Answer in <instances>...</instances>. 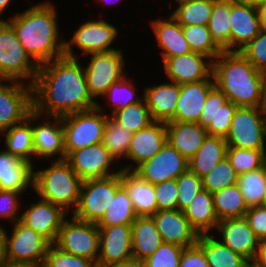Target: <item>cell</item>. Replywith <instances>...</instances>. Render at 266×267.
Returning <instances> with one entry per match:
<instances>
[{
  "mask_svg": "<svg viewBox=\"0 0 266 267\" xmlns=\"http://www.w3.org/2000/svg\"><path fill=\"white\" fill-rule=\"evenodd\" d=\"M83 65V67H82ZM84 64L62 56L39 65L33 83V110L43 116L63 117L95 108L86 83Z\"/></svg>",
  "mask_w": 266,
  "mask_h": 267,
  "instance_id": "obj_1",
  "label": "cell"
},
{
  "mask_svg": "<svg viewBox=\"0 0 266 267\" xmlns=\"http://www.w3.org/2000/svg\"><path fill=\"white\" fill-rule=\"evenodd\" d=\"M55 7L49 1H40L6 20L38 65L64 56V40L59 38V20Z\"/></svg>",
  "mask_w": 266,
  "mask_h": 267,
  "instance_id": "obj_2",
  "label": "cell"
},
{
  "mask_svg": "<svg viewBox=\"0 0 266 267\" xmlns=\"http://www.w3.org/2000/svg\"><path fill=\"white\" fill-rule=\"evenodd\" d=\"M215 86L238 107H263V73L240 51H225L213 60Z\"/></svg>",
  "mask_w": 266,
  "mask_h": 267,
  "instance_id": "obj_3",
  "label": "cell"
},
{
  "mask_svg": "<svg viewBox=\"0 0 266 267\" xmlns=\"http://www.w3.org/2000/svg\"><path fill=\"white\" fill-rule=\"evenodd\" d=\"M51 163L37 171L34 166L33 190L38 198L50 201L72 215L79 203L83 181L65 159L51 160Z\"/></svg>",
  "mask_w": 266,
  "mask_h": 267,
  "instance_id": "obj_4",
  "label": "cell"
},
{
  "mask_svg": "<svg viewBox=\"0 0 266 267\" xmlns=\"http://www.w3.org/2000/svg\"><path fill=\"white\" fill-rule=\"evenodd\" d=\"M39 65L18 40L13 27L0 20V80H15L33 85Z\"/></svg>",
  "mask_w": 266,
  "mask_h": 267,
  "instance_id": "obj_5",
  "label": "cell"
},
{
  "mask_svg": "<svg viewBox=\"0 0 266 267\" xmlns=\"http://www.w3.org/2000/svg\"><path fill=\"white\" fill-rule=\"evenodd\" d=\"M102 106L97 103L95 108L62 117L66 156L70 152L102 142L108 118Z\"/></svg>",
  "mask_w": 266,
  "mask_h": 267,
  "instance_id": "obj_6",
  "label": "cell"
},
{
  "mask_svg": "<svg viewBox=\"0 0 266 267\" xmlns=\"http://www.w3.org/2000/svg\"><path fill=\"white\" fill-rule=\"evenodd\" d=\"M50 243L20 220L3 230V263L43 265Z\"/></svg>",
  "mask_w": 266,
  "mask_h": 267,
  "instance_id": "obj_7",
  "label": "cell"
},
{
  "mask_svg": "<svg viewBox=\"0 0 266 267\" xmlns=\"http://www.w3.org/2000/svg\"><path fill=\"white\" fill-rule=\"evenodd\" d=\"M121 187V172L106 178L83 181L79 203L72 215L79 220L97 224Z\"/></svg>",
  "mask_w": 266,
  "mask_h": 267,
  "instance_id": "obj_8",
  "label": "cell"
},
{
  "mask_svg": "<svg viewBox=\"0 0 266 267\" xmlns=\"http://www.w3.org/2000/svg\"><path fill=\"white\" fill-rule=\"evenodd\" d=\"M119 30L105 19L88 20L83 22L69 40L64 39V56L78 58L87 57L93 53L110 52L121 48H113ZM78 48L82 54H75L73 48Z\"/></svg>",
  "mask_w": 266,
  "mask_h": 267,
  "instance_id": "obj_9",
  "label": "cell"
},
{
  "mask_svg": "<svg viewBox=\"0 0 266 267\" xmlns=\"http://www.w3.org/2000/svg\"><path fill=\"white\" fill-rule=\"evenodd\" d=\"M227 147L266 150V111L263 107H238L225 138Z\"/></svg>",
  "mask_w": 266,
  "mask_h": 267,
  "instance_id": "obj_10",
  "label": "cell"
},
{
  "mask_svg": "<svg viewBox=\"0 0 266 267\" xmlns=\"http://www.w3.org/2000/svg\"><path fill=\"white\" fill-rule=\"evenodd\" d=\"M89 58V63L84 67L86 83L90 95L97 101L96 98H103L113 83L127 76L126 60L121 49L93 53Z\"/></svg>",
  "mask_w": 266,
  "mask_h": 267,
  "instance_id": "obj_11",
  "label": "cell"
},
{
  "mask_svg": "<svg viewBox=\"0 0 266 267\" xmlns=\"http://www.w3.org/2000/svg\"><path fill=\"white\" fill-rule=\"evenodd\" d=\"M100 228L75 218H65L59 230L57 247L70 254L92 260L95 264L99 256Z\"/></svg>",
  "mask_w": 266,
  "mask_h": 267,
  "instance_id": "obj_12",
  "label": "cell"
},
{
  "mask_svg": "<svg viewBox=\"0 0 266 267\" xmlns=\"http://www.w3.org/2000/svg\"><path fill=\"white\" fill-rule=\"evenodd\" d=\"M32 111V85L15 80H0V133L24 121Z\"/></svg>",
  "mask_w": 266,
  "mask_h": 267,
  "instance_id": "obj_13",
  "label": "cell"
},
{
  "mask_svg": "<svg viewBox=\"0 0 266 267\" xmlns=\"http://www.w3.org/2000/svg\"><path fill=\"white\" fill-rule=\"evenodd\" d=\"M32 130L34 156L36 161L39 158H45L47 160H51V157L52 159L55 158V160H64L66 158L62 117H43V115H40L33 110Z\"/></svg>",
  "mask_w": 266,
  "mask_h": 267,
  "instance_id": "obj_14",
  "label": "cell"
},
{
  "mask_svg": "<svg viewBox=\"0 0 266 267\" xmlns=\"http://www.w3.org/2000/svg\"><path fill=\"white\" fill-rule=\"evenodd\" d=\"M65 160L82 181L106 178L121 172L119 167L114 170L116 161L102 142L70 152Z\"/></svg>",
  "mask_w": 266,
  "mask_h": 267,
  "instance_id": "obj_15",
  "label": "cell"
},
{
  "mask_svg": "<svg viewBox=\"0 0 266 267\" xmlns=\"http://www.w3.org/2000/svg\"><path fill=\"white\" fill-rule=\"evenodd\" d=\"M188 169V160L168 142L151 159L143 162L134 171L153 185L177 179Z\"/></svg>",
  "mask_w": 266,
  "mask_h": 267,
  "instance_id": "obj_16",
  "label": "cell"
},
{
  "mask_svg": "<svg viewBox=\"0 0 266 267\" xmlns=\"http://www.w3.org/2000/svg\"><path fill=\"white\" fill-rule=\"evenodd\" d=\"M40 200L24 207L20 221L43 236L50 244L56 242L64 219L69 216L60 206Z\"/></svg>",
  "mask_w": 266,
  "mask_h": 267,
  "instance_id": "obj_17",
  "label": "cell"
},
{
  "mask_svg": "<svg viewBox=\"0 0 266 267\" xmlns=\"http://www.w3.org/2000/svg\"><path fill=\"white\" fill-rule=\"evenodd\" d=\"M162 68L168 79L179 85L214 80L213 60L197 52L167 58Z\"/></svg>",
  "mask_w": 266,
  "mask_h": 267,
  "instance_id": "obj_18",
  "label": "cell"
},
{
  "mask_svg": "<svg viewBox=\"0 0 266 267\" xmlns=\"http://www.w3.org/2000/svg\"><path fill=\"white\" fill-rule=\"evenodd\" d=\"M167 142L166 123L153 121L147 127L132 135L127 160L130 163L121 167L125 170H135L143 162L156 155Z\"/></svg>",
  "mask_w": 266,
  "mask_h": 267,
  "instance_id": "obj_19",
  "label": "cell"
},
{
  "mask_svg": "<svg viewBox=\"0 0 266 267\" xmlns=\"http://www.w3.org/2000/svg\"><path fill=\"white\" fill-rule=\"evenodd\" d=\"M99 228V256L96 265L133 260L132 225H112Z\"/></svg>",
  "mask_w": 266,
  "mask_h": 267,
  "instance_id": "obj_20",
  "label": "cell"
},
{
  "mask_svg": "<svg viewBox=\"0 0 266 267\" xmlns=\"http://www.w3.org/2000/svg\"><path fill=\"white\" fill-rule=\"evenodd\" d=\"M230 51H241L262 30L259 9L231 0Z\"/></svg>",
  "mask_w": 266,
  "mask_h": 267,
  "instance_id": "obj_21",
  "label": "cell"
},
{
  "mask_svg": "<svg viewBox=\"0 0 266 267\" xmlns=\"http://www.w3.org/2000/svg\"><path fill=\"white\" fill-rule=\"evenodd\" d=\"M164 243L182 247L198 243L199 234L179 209L157 211L152 216Z\"/></svg>",
  "mask_w": 266,
  "mask_h": 267,
  "instance_id": "obj_22",
  "label": "cell"
},
{
  "mask_svg": "<svg viewBox=\"0 0 266 267\" xmlns=\"http://www.w3.org/2000/svg\"><path fill=\"white\" fill-rule=\"evenodd\" d=\"M216 231L219 233L218 235L221 234L219 240L224 245L242 255L250 263L254 260L259 239L250 228L245 217L219 221Z\"/></svg>",
  "mask_w": 266,
  "mask_h": 267,
  "instance_id": "obj_23",
  "label": "cell"
},
{
  "mask_svg": "<svg viewBox=\"0 0 266 267\" xmlns=\"http://www.w3.org/2000/svg\"><path fill=\"white\" fill-rule=\"evenodd\" d=\"M152 32L159 47L162 63L170 57L188 54L191 51L183 34L182 25L170 14L161 19H152Z\"/></svg>",
  "mask_w": 266,
  "mask_h": 267,
  "instance_id": "obj_24",
  "label": "cell"
},
{
  "mask_svg": "<svg viewBox=\"0 0 266 267\" xmlns=\"http://www.w3.org/2000/svg\"><path fill=\"white\" fill-rule=\"evenodd\" d=\"M214 87V80L181 84L175 115L170 121L198 123L207 96Z\"/></svg>",
  "mask_w": 266,
  "mask_h": 267,
  "instance_id": "obj_25",
  "label": "cell"
},
{
  "mask_svg": "<svg viewBox=\"0 0 266 267\" xmlns=\"http://www.w3.org/2000/svg\"><path fill=\"white\" fill-rule=\"evenodd\" d=\"M33 180L32 163L18 158L5 148L0 151V190L25 193L28 188L33 189Z\"/></svg>",
  "mask_w": 266,
  "mask_h": 267,
  "instance_id": "obj_26",
  "label": "cell"
},
{
  "mask_svg": "<svg viewBox=\"0 0 266 267\" xmlns=\"http://www.w3.org/2000/svg\"><path fill=\"white\" fill-rule=\"evenodd\" d=\"M143 90L153 121L169 122L175 115L180 85L169 81L144 87Z\"/></svg>",
  "mask_w": 266,
  "mask_h": 267,
  "instance_id": "obj_27",
  "label": "cell"
},
{
  "mask_svg": "<svg viewBox=\"0 0 266 267\" xmlns=\"http://www.w3.org/2000/svg\"><path fill=\"white\" fill-rule=\"evenodd\" d=\"M167 142L188 161L196 154L208 136V132L199 123L166 122Z\"/></svg>",
  "mask_w": 266,
  "mask_h": 267,
  "instance_id": "obj_28",
  "label": "cell"
},
{
  "mask_svg": "<svg viewBox=\"0 0 266 267\" xmlns=\"http://www.w3.org/2000/svg\"><path fill=\"white\" fill-rule=\"evenodd\" d=\"M121 183L128 192L137 216H153L157 212L154 185L134 170L121 169Z\"/></svg>",
  "mask_w": 266,
  "mask_h": 267,
  "instance_id": "obj_29",
  "label": "cell"
},
{
  "mask_svg": "<svg viewBox=\"0 0 266 267\" xmlns=\"http://www.w3.org/2000/svg\"><path fill=\"white\" fill-rule=\"evenodd\" d=\"M163 243L152 216H137L132 223L133 259L141 263Z\"/></svg>",
  "mask_w": 266,
  "mask_h": 267,
  "instance_id": "obj_30",
  "label": "cell"
},
{
  "mask_svg": "<svg viewBox=\"0 0 266 267\" xmlns=\"http://www.w3.org/2000/svg\"><path fill=\"white\" fill-rule=\"evenodd\" d=\"M185 217L199 235L210 234L217 228L219 219L215 211L212 193L203 189L183 210Z\"/></svg>",
  "mask_w": 266,
  "mask_h": 267,
  "instance_id": "obj_31",
  "label": "cell"
},
{
  "mask_svg": "<svg viewBox=\"0 0 266 267\" xmlns=\"http://www.w3.org/2000/svg\"><path fill=\"white\" fill-rule=\"evenodd\" d=\"M1 135L3 138L5 137L4 148H6L8 152L20 159L32 163L33 165L35 164V162L32 161L35 159L33 147L32 112L24 121L4 130L1 132Z\"/></svg>",
  "mask_w": 266,
  "mask_h": 267,
  "instance_id": "obj_32",
  "label": "cell"
},
{
  "mask_svg": "<svg viewBox=\"0 0 266 267\" xmlns=\"http://www.w3.org/2000/svg\"><path fill=\"white\" fill-rule=\"evenodd\" d=\"M226 149L225 138L208 135L196 154L188 161V169L202 178L226 157Z\"/></svg>",
  "mask_w": 266,
  "mask_h": 267,
  "instance_id": "obj_33",
  "label": "cell"
},
{
  "mask_svg": "<svg viewBox=\"0 0 266 267\" xmlns=\"http://www.w3.org/2000/svg\"><path fill=\"white\" fill-rule=\"evenodd\" d=\"M197 244L204 250L210 267H251L246 258L232 251L213 234L200 235Z\"/></svg>",
  "mask_w": 266,
  "mask_h": 267,
  "instance_id": "obj_34",
  "label": "cell"
},
{
  "mask_svg": "<svg viewBox=\"0 0 266 267\" xmlns=\"http://www.w3.org/2000/svg\"><path fill=\"white\" fill-rule=\"evenodd\" d=\"M212 195L219 221L244 217L249 209L237 183L214 192Z\"/></svg>",
  "mask_w": 266,
  "mask_h": 267,
  "instance_id": "obj_35",
  "label": "cell"
},
{
  "mask_svg": "<svg viewBox=\"0 0 266 267\" xmlns=\"http://www.w3.org/2000/svg\"><path fill=\"white\" fill-rule=\"evenodd\" d=\"M231 0H214L208 23L212 39L225 51H230Z\"/></svg>",
  "mask_w": 266,
  "mask_h": 267,
  "instance_id": "obj_36",
  "label": "cell"
},
{
  "mask_svg": "<svg viewBox=\"0 0 266 267\" xmlns=\"http://www.w3.org/2000/svg\"><path fill=\"white\" fill-rule=\"evenodd\" d=\"M137 214L134 210L128 192L122 186L115 195L114 200L104 213L102 219L97 223L98 227L112 225H132Z\"/></svg>",
  "mask_w": 266,
  "mask_h": 267,
  "instance_id": "obj_37",
  "label": "cell"
},
{
  "mask_svg": "<svg viewBox=\"0 0 266 267\" xmlns=\"http://www.w3.org/2000/svg\"><path fill=\"white\" fill-rule=\"evenodd\" d=\"M171 15L181 25H208L214 0H182Z\"/></svg>",
  "mask_w": 266,
  "mask_h": 267,
  "instance_id": "obj_38",
  "label": "cell"
},
{
  "mask_svg": "<svg viewBox=\"0 0 266 267\" xmlns=\"http://www.w3.org/2000/svg\"><path fill=\"white\" fill-rule=\"evenodd\" d=\"M133 133L116 122L111 116L107 118L102 143L117 162L127 159V153Z\"/></svg>",
  "mask_w": 266,
  "mask_h": 267,
  "instance_id": "obj_39",
  "label": "cell"
},
{
  "mask_svg": "<svg viewBox=\"0 0 266 267\" xmlns=\"http://www.w3.org/2000/svg\"><path fill=\"white\" fill-rule=\"evenodd\" d=\"M133 82H135V80L133 81V79H130L127 75V77L125 76L123 79L110 86L107 93L103 96L104 98L107 97L106 104L108 107L110 106V111H112L108 116H112L116 111L136 104L144 99V93H142V97L136 94L135 83Z\"/></svg>",
  "mask_w": 266,
  "mask_h": 267,
  "instance_id": "obj_40",
  "label": "cell"
},
{
  "mask_svg": "<svg viewBox=\"0 0 266 267\" xmlns=\"http://www.w3.org/2000/svg\"><path fill=\"white\" fill-rule=\"evenodd\" d=\"M184 37L192 52H197L214 60L222 49L212 39L208 25H182Z\"/></svg>",
  "mask_w": 266,
  "mask_h": 267,
  "instance_id": "obj_41",
  "label": "cell"
},
{
  "mask_svg": "<svg viewBox=\"0 0 266 267\" xmlns=\"http://www.w3.org/2000/svg\"><path fill=\"white\" fill-rule=\"evenodd\" d=\"M237 184L248 207L260 205L266 189V164L257 170L239 175Z\"/></svg>",
  "mask_w": 266,
  "mask_h": 267,
  "instance_id": "obj_42",
  "label": "cell"
},
{
  "mask_svg": "<svg viewBox=\"0 0 266 267\" xmlns=\"http://www.w3.org/2000/svg\"><path fill=\"white\" fill-rule=\"evenodd\" d=\"M111 117L133 134L153 122L145 99L116 111Z\"/></svg>",
  "mask_w": 266,
  "mask_h": 267,
  "instance_id": "obj_43",
  "label": "cell"
},
{
  "mask_svg": "<svg viewBox=\"0 0 266 267\" xmlns=\"http://www.w3.org/2000/svg\"><path fill=\"white\" fill-rule=\"evenodd\" d=\"M226 157L238 176L257 170L266 164V150L227 147Z\"/></svg>",
  "mask_w": 266,
  "mask_h": 267,
  "instance_id": "obj_44",
  "label": "cell"
},
{
  "mask_svg": "<svg viewBox=\"0 0 266 267\" xmlns=\"http://www.w3.org/2000/svg\"><path fill=\"white\" fill-rule=\"evenodd\" d=\"M236 174L229 159L224 157L208 174L202 177L203 189L210 193L220 191L221 189L237 183Z\"/></svg>",
  "mask_w": 266,
  "mask_h": 267,
  "instance_id": "obj_45",
  "label": "cell"
},
{
  "mask_svg": "<svg viewBox=\"0 0 266 267\" xmlns=\"http://www.w3.org/2000/svg\"><path fill=\"white\" fill-rule=\"evenodd\" d=\"M184 247L162 243L159 248L141 262V267H179Z\"/></svg>",
  "mask_w": 266,
  "mask_h": 267,
  "instance_id": "obj_46",
  "label": "cell"
},
{
  "mask_svg": "<svg viewBox=\"0 0 266 267\" xmlns=\"http://www.w3.org/2000/svg\"><path fill=\"white\" fill-rule=\"evenodd\" d=\"M43 267H97L96 264L87 258L79 257L63 251L55 244H50Z\"/></svg>",
  "mask_w": 266,
  "mask_h": 267,
  "instance_id": "obj_47",
  "label": "cell"
},
{
  "mask_svg": "<svg viewBox=\"0 0 266 267\" xmlns=\"http://www.w3.org/2000/svg\"><path fill=\"white\" fill-rule=\"evenodd\" d=\"M178 209L183 211L193 198L203 190L202 178L187 169L177 178Z\"/></svg>",
  "mask_w": 266,
  "mask_h": 267,
  "instance_id": "obj_48",
  "label": "cell"
},
{
  "mask_svg": "<svg viewBox=\"0 0 266 267\" xmlns=\"http://www.w3.org/2000/svg\"><path fill=\"white\" fill-rule=\"evenodd\" d=\"M260 72H266V30L259 34L240 51Z\"/></svg>",
  "mask_w": 266,
  "mask_h": 267,
  "instance_id": "obj_49",
  "label": "cell"
},
{
  "mask_svg": "<svg viewBox=\"0 0 266 267\" xmlns=\"http://www.w3.org/2000/svg\"><path fill=\"white\" fill-rule=\"evenodd\" d=\"M237 108L238 106L229 100L223 104L218 111L216 118L205 128L208 135L226 138L231 126L232 118L234 117Z\"/></svg>",
  "mask_w": 266,
  "mask_h": 267,
  "instance_id": "obj_50",
  "label": "cell"
},
{
  "mask_svg": "<svg viewBox=\"0 0 266 267\" xmlns=\"http://www.w3.org/2000/svg\"><path fill=\"white\" fill-rule=\"evenodd\" d=\"M157 211L178 209L177 179L154 185Z\"/></svg>",
  "mask_w": 266,
  "mask_h": 267,
  "instance_id": "obj_51",
  "label": "cell"
},
{
  "mask_svg": "<svg viewBox=\"0 0 266 267\" xmlns=\"http://www.w3.org/2000/svg\"><path fill=\"white\" fill-rule=\"evenodd\" d=\"M23 193L13 190H0V219L9 220V223H16L20 220L21 206L20 195Z\"/></svg>",
  "mask_w": 266,
  "mask_h": 267,
  "instance_id": "obj_52",
  "label": "cell"
},
{
  "mask_svg": "<svg viewBox=\"0 0 266 267\" xmlns=\"http://www.w3.org/2000/svg\"><path fill=\"white\" fill-rule=\"evenodd\" d=\"M227 101V97L215 86L207 96L198 123L206 128L216 118L218 111Z\"/></svg>",
  "mask_w": 266,
  "mask_h": 267,
  "instance_id": "obj_53",
  "label": "cell"
},
{
  "mask_svg": "<svg viewBox=\"0 0 266 267\" xmlns=\"http://www.w3.org/2000/svg\"><path fill=\"white\" fill-rule=\"evenodd\" d=\"M257 238H266V209L258 206L249 207L244 216Z\"/></svg>",
  "mask_w": 266,
  "mask_h": 267,
  "instance_id": "obj_54",
  "label": "cell"
},
{
  "mask_svg": "<svg viewBox=\"0 0 266 267\" xmlns=\"http://www.w3.org/2000/svg\"><path fill=\"white\" fill-rule=\"evenodd\" d=\"M179 267H210L204 250L198 245L185 247L180 259Z\"/></svg>",
  "mask_w": 266,
  "mask_h": 267,
  "instance_id": "obj_55",
  "label": "cell"
},
{
  "mask_svg": "<svg viewBox=\"0 0 266 267\" xmlns=\"http://www.w3.org/2000/svg\"><path fill=\"white\" fill-rule=\"evenodd\" d=\"M251 267H266V238L260 239Z\"/></svg>",
  "mask_w": 266,
  "mask_h": 267,
  "instance_id": "obj_56",
  "label": "cell"
},
{
  "mask_svg": "<svg viewBox=\"0 0 266 267\" xmlns=\"http://www.w3.org/2000/svg\"><path fill=\"white\" fill-rule=\"evenodd\" d=\"M97 267H141V263L136 262L134 259L120 262V263H110L107 265H96Z\"/></svg>",
  "mask_w": 266,
  "mask_h": 267,
  "instance_id": "obj_57",
  "label": "cell"
},
{
  "mask_svg": "<svg viewBox=\"0 0 266 267\" xmlns=\"http://www.w3.org/2000/svg\"><path fill=\"white\" fill-rule=\"evenodd\" d=\"M258 9L260 14L262 29L266 30V0L259 5Z\"/></svg>",
  "mask_w": 266,
  "mask_h": 267,
  "instance_id": "obj_58",
  "label": "cell"
},
{
  "mask_svg": "<svg viewBox=\"0 0 266 267\" xmlns=\"http://www.w3.org/2000/svg\"><path fill=\"white\" fill-rule=\"evenodd\" d=\"M234 2L254 6V7H259V5L264 2L265 0H233Z\"/></svg>",
  "mask_w": 266,
  "mask_h": 267,
  "instance_id": "obj_59",
  "label": "cell"
},
{
  "mask_svg": "<svg viewBox=\"0 0 266 267\" xmlns=\"http://www.w3.org/2000/svg\"><path fill=\"white\" fill-rule=\"evenodd\" d=\"M4 225L0 224V267L4 264L3 263V230H4Z\"/></svg>",
  "mask_w": 266,
  "mask_h": 267,
  "instance_id": "obj_60",
  "label": "cell"
},
{
  "mask_svg": "<svg viewBox=\"0 0 266 267\" xmlns=\"http://www.w3.org/2000/svg\"><path fill=\"white\" fill-rule=\"evenodd\" d=\"M11 1L13 0H0V17L3 15L4 11L7 10ZM0 20H4V19L0 18Z\"/></svg>",
  "mask_w": 266,
  "mask_h": 267,
  "instance_id": "obj_61",
  "label": "cell"
},
{
  "mask_svg": "<svg viewBox=\"0 0 266 267\" xmlns=\"http://www.w3.org/2000/svg\"><path fill=\"white\" fill-rule=\"evenodd\" d=\"M1 267H43L42 265L35 264H8L4 263Z\"/></svg>",
  "mask_w": 266,
  "mask_h": 267,
  "instance_id": "obj_62",
  "label": "cell"
},
{
  "mask_svg": "<svg viewBox=\"0 0 266 267\" xmlns=\"http://www.w3.org/2000/svg\"><path fill=\"white\" fill-rule=\"evenodd\" d=\"M263 108L266 111V72L263 73Z\"/></svg>",
  "mask_w": 266,
  "mask_h": 267,
  "instance_id": "obj_63",
  "label": "cell"
},
{
  "mask_svg": "<svg viewBox=\"0 0 266 267\" xmlns=\"http://www.w3.org/2000/svg\"><path fill=\"white\" fill-rule=\"evenodd\" d=\"M260 206L266 209V189L264 191L263 200H262Z\"/></svg>",
  "mask_w": 266,
  "mask_h": 267,
  "instance_id": "obj_64",
  "label": "cell"
},
{
  "mask_svg": "<svg viewBox=\"0 0 266 267\" xmlns=\"http://www.w3.org/2000/svg\"><path fill=\"white\" fill-rule=\"evenodd\" d=\"M98 1L101 3V2H105V4H107L109 1H110V3H114V0H97L96 2L98 3ZM108 1V2H107ZM116 1V0H115ZM116 2H118V0L116 1ZM120 2H122L121 0H120ZM109 4V3H108ZM115 4V3H114Z\"/></svg>",
  "mask_w": 266,
  "mask_h": 267,
  "instance_id": "obj_65",
  "label": "cell"
}]
</instances>
